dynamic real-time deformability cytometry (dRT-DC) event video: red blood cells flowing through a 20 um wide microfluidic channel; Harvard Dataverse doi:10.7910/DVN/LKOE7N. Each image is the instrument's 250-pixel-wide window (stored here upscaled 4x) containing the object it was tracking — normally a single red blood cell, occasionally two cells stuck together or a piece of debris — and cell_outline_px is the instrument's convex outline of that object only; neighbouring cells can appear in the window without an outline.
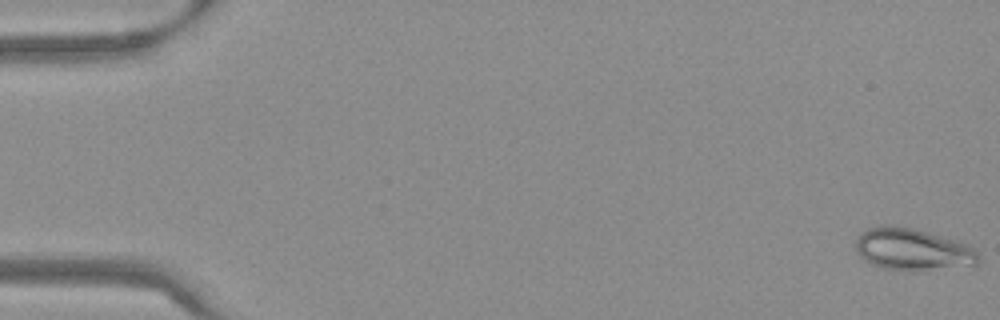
{"species": "Egyptian fruit bat (a non-hibernating species)", "species_latin": "Rousettus aegyptiacus", "temperature_condition": "warm", "stored_images_in_passage": 15, "camera_frame_rate_fps": 3000, "um_per_image_px": 0.085, "frame": {"image": 1, "passage_image": 1, "time_ms": 0.0, "image_size_px": [1000, 320], "cell_outline_px": [[980, 260], [976, 264], [924, 268], [884, 268], [872, 264], [864, 260], [856, 252], [856, 240], [860, 232], [868, 228], [880, 224], [892, 224], [912, 228], [968, 244], [980, 256]], "centroid_in_image_um": [77.48, 21.13], "position_along_channel_um": 7.5, "area_um2": 29.02}}